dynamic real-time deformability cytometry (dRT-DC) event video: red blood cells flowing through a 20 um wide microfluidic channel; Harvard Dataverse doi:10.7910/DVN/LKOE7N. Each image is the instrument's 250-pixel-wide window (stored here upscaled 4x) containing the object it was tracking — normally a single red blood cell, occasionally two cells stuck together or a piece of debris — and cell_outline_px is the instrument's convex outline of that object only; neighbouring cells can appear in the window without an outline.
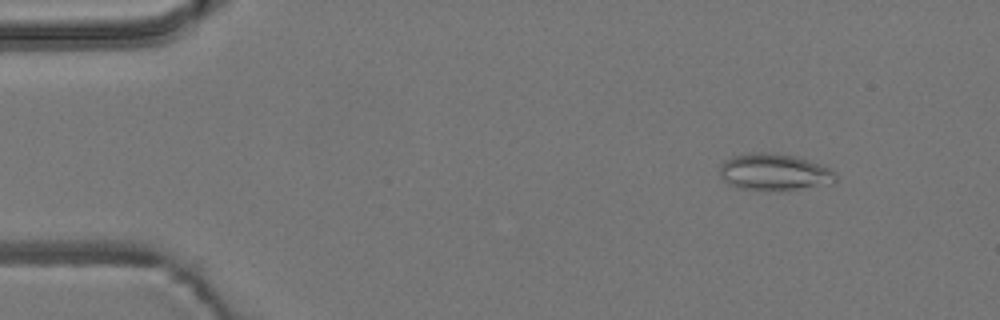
{"species": "common noctule bat (a hibernating species)", "species_latin": "Nyctalus noctula", "temperature_condition": "room temperature", "stored_images_in_passage": 4, "camera_frame_rate_fps": 3000, "um_per_image_px": 0.085, "animal": {"sex": "male", "body_mass_g": 19.2, "forearm_length_mm": 51.8}, "frame": {"image": 1, "passage_image": 2, "time_ms": 0.333, "image_size_px": [1000, 320], "cell_outline_px": [[836, 180], [832, 184], [800, 188], [740, 188], [724, 180], [720, 176], [720, 164], [724, 160], [732, 156], [756, 152], [764, 152], [796, 156], [808, 160], [828, 168], [836, 172]], "centroid_in_image_um": [65.82, 14.59], "position_along_channel_um": 19.2, "area_um2": 24.04}}